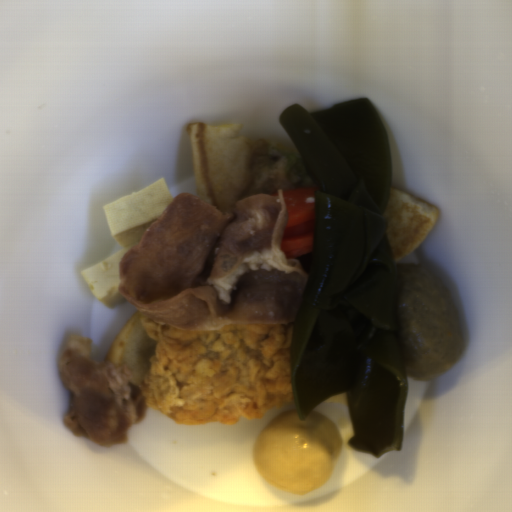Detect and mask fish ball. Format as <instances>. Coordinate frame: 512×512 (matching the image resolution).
Instances as JSON below:
<instances>
[{
    "mask_svg": "<svg viewBox=\"0 0 512 512\" xmlns=\"http://www.w3.org/2000/svg\"><path fill=\"white\" fill-rule=\"evenodd\" d=\"M342 447L335 421L314 409L301 419L295 407L264 426L252 453L255 468L266 483L301 496L327 483Z\"/></svg>",
    "mask_w": 512,
    "mask_h": 512,
    "instance_id": "obj_1",
    "label": "fish ball"
}]
</instances>
